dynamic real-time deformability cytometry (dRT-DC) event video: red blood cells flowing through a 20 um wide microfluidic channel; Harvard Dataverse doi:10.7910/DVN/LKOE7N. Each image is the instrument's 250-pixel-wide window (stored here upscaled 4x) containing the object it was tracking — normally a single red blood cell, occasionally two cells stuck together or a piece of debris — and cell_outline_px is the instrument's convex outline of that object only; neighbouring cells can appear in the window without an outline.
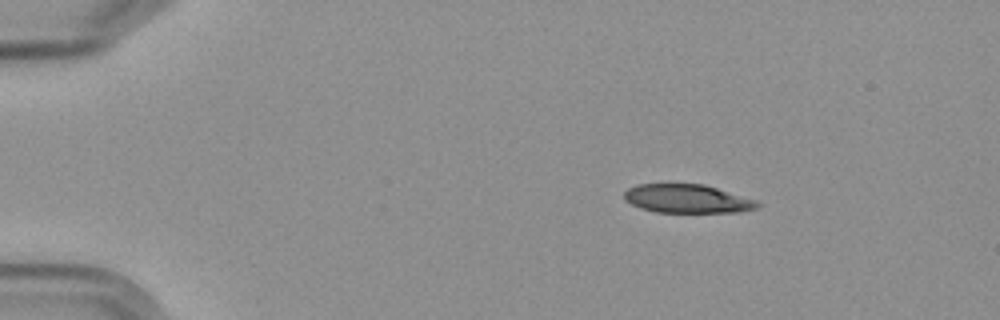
{"species": "Egyptian fruit bat (a non-hibernating species)", "species_latin": "Rousettus aegyptiacus", "temperature_condition": "cold", "stored_images_in_passage": 5, "camera_frame_rate_fps": 3000, "um_per_image_px": 0.085, "frame": {"image": 1, "passage_image": 1, "time_ms": 0.0, "image_size_px": [1000, 320], "cell_outline_px": [[760, 204], [756, 208], [740, 212], [656, 212], [640, 208], [624, 200], [624, 192], [628, 188], [640, 184], [704, 184], [756, 200]], "centroid_in_image_um": [58.4, 16.89], "position_along_channel_um": 26.6, "area_um2": 22.08}}
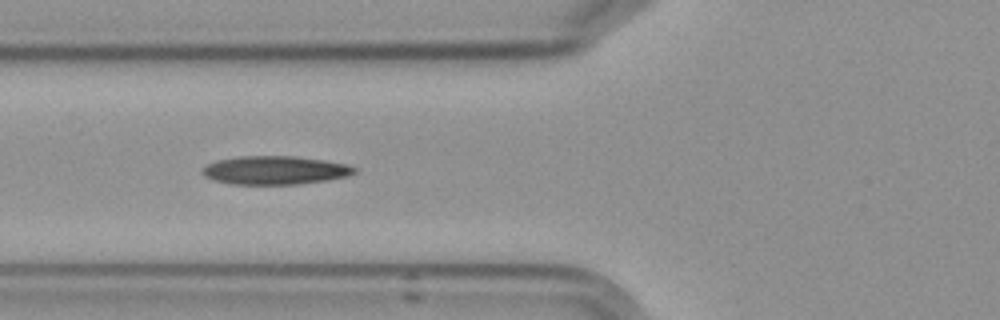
{"frame": {"image": 2, "passage_image": 4, "time_ms": 4.333, "image_size_px": [1000, 320], "cell_outline_px": [[356, 172], [348, 176], [328, 180], [296, 184], [232, 184], [212, 180], [204, 176], [200, 172], [208, 164], [216, 160], [240, 156], [296, 156], [324, 160], [344, 164], [356, 168]], "centroid_in_image_um": [23.35, 14.47], "position_along_channel_um": 102.5, "area_um2": 25.2}}
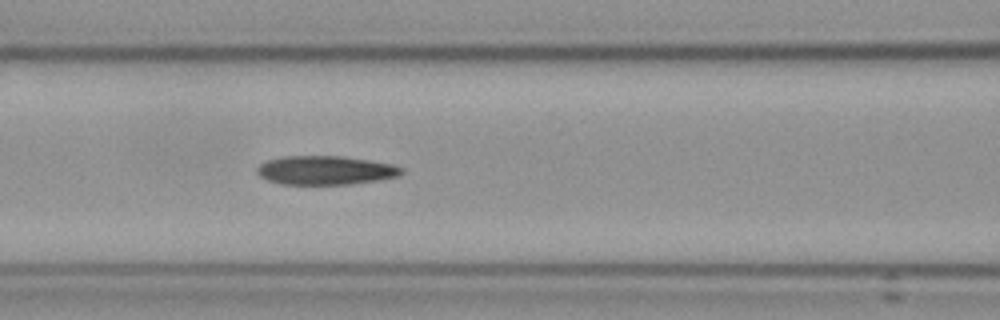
{"frame": {"image": 3, "passage_image": 5, "time_ms": 5.333, "image_size_px": [1000, 320], "cell_outline_px": [[404, 172], [396, 176], [376, 180], [352, 184], [280, 184], [268, 180], [260, 176], [256, 172], [256, 168], [260, 164], [268, 160], [284, 156], [340, 156], [392, 164], [404, 168]], "centroid_in_image_um": [27.63, 14.47], "position_along_channel_um": 139.0, "area_um2": 24.1}}